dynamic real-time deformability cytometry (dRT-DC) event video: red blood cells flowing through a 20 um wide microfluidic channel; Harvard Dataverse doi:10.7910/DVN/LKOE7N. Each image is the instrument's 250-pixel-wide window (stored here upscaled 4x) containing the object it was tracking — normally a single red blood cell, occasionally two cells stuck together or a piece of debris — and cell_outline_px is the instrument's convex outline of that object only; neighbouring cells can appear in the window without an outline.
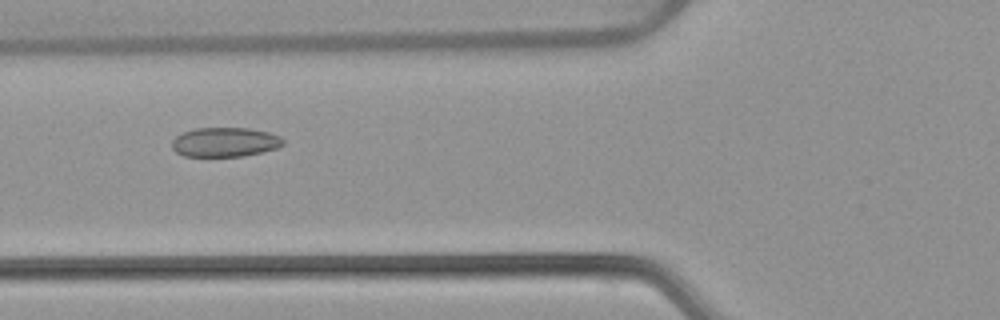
{"species": "common noctule bat (a hibernating species)", "species_latin": "Nyctalus noctula", "temperature_condition": "warm", "stored_images_in_passage": 53, "camera_frame_rate_fps": 3000, "um_per_image_px": 0.085, "animal": {"sex": "female", "body_mass_g": 22.7, "forearm_length_mm": 54.2}, "frame": {"image": 1, "passage_image": 21, "time_ms": 6.667, "image_size_px": [1000, 320], "cell_outline_px": [[284, 144], [276, 148], [244, 156], [184, 156], [176, 152], [172, 148], [172, 140], [176, 136], [184, 132], [196, 128], [248, 128], [268, 132], [280, 136], [284, 140]], "centroid_in_image_um": [19.11, 12.08], "position_along_channel_um": 106.7, "area_um2": 18.96}}
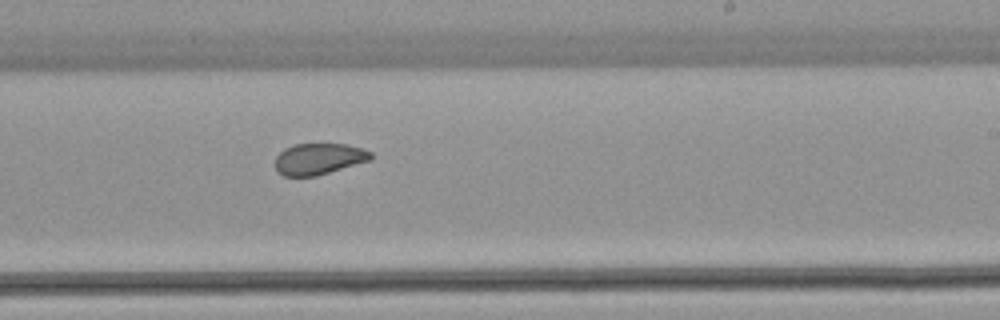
{"frame": {"image": 2, "passage_image": 33, "time_ms": 10.667, "image_size_px": [1000, 320], "cell_outline_px": [[372, 160], [316, 176], [284, 176], [276, 172], [276, 156], [284, 148], [296, 144], [348, 144], [372, 152]], "centroid_in_image_um": [27.1, 13.51], "position_along_channel_um": 261.9, "area_um2": 17.51}}
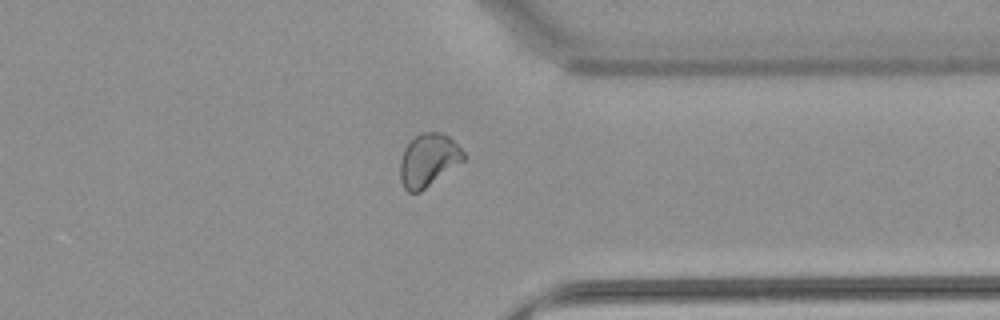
{"frame": {"image": 3, "passage_image": 42, "time_ms": 13.667, "image_size_px": [1000, 320], "cell_outline_px": [[468, 156], [464, 160], [420, 192], [408, 192], [404, 188], [400, 180], [400, 160], [404, 148], [420, 132], [444, 132]], "centroid_in_image_um": [36.4, 13.6], "position_along_channel_um": 375.0, "area_um2": 19.48}, "authors_computed_cell_mechanics": {"area_um2": 20.6346, "velocity_mm_per_s": 3.8826, "shape_relaxation_time_tau1_ms": 7.3888, "shape_relaxation_time_tau2_ms": 1.1205, "deformation_change_tau1": 0.1482, "deformation_change_tau2": 0.0503}}